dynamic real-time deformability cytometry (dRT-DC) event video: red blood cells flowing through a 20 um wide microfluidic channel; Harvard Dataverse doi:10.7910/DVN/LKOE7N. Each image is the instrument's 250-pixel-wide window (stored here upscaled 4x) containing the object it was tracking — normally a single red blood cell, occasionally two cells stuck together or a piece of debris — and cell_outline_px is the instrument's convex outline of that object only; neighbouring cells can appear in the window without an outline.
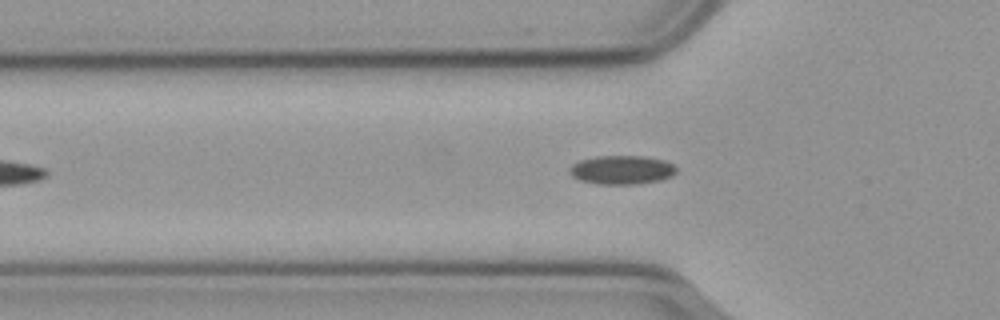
{"species": "common noctule bat (a hibernating species)", "species_latin": "Nyctalus noctula", "temperature_condition": "cold", "stored_images_in_passage": 48, "camera_frame_rate_fps": 3000, "um_per_image_px": 0.085, "animal": {"sex": "male", "body_mass_g": 23.1, "forearm_length_mm": 52.7}, "frame": {"image": 1, "passage_image": 13, "time_ms": 4.0, "image_size_px": [1000, 320], "cell_outline_px": [[676, 172], [672, 176], [660, 180], [636, 184], [596, 184], [580, 180], [572, 176], [568, 172], [568, 168], [572, 164], [580, 160], [596, 156], [644, 156], [664, 160], [672, 164], [676, 168]], "centroid_in_image_um": [52.82, 14.44], "position_along_channel_um": 73.0, "area_um2": 18.03}}
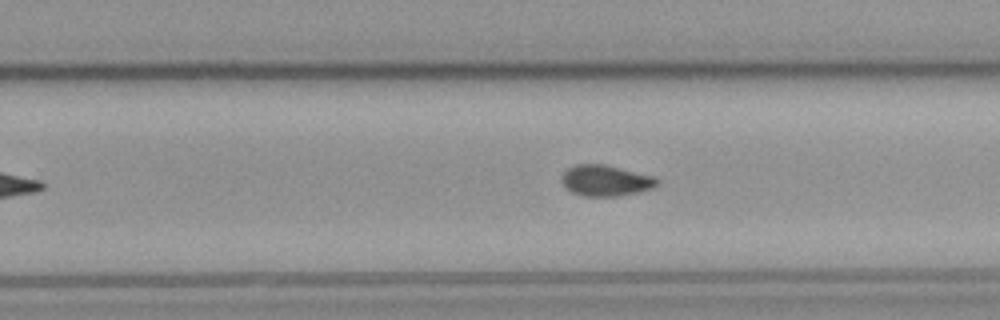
{"frame": {"image": 2, "passage_image": 30, "time_ms": 9.667, "image_size_px": [1000, 320], "cell_outline_px": [[660, 184], [652, 188], [640, 192], [616, 196], [584, 196], [572, 192], [560, 180], [560, 176], [568, 168], [576, 164], [604, 164], [656, 176], [660, 180]], "centroid_in_image_um": [51.53, 15.34], "position_along_channel_um": 278.3, "area_um2": 17.4}}
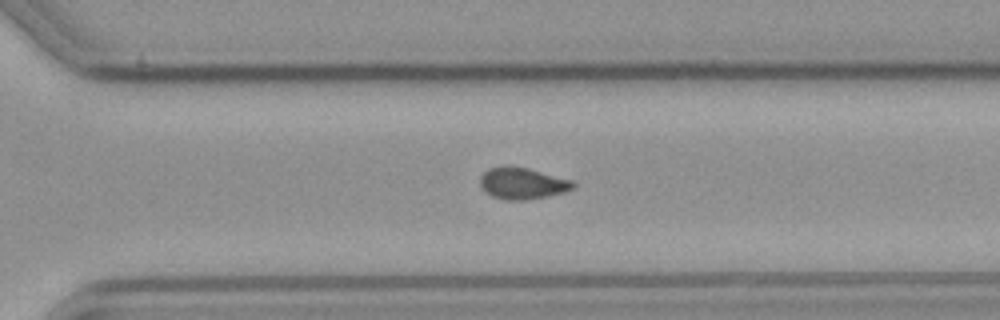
{"frame": {"image": 3, "passage_image": 34, "time_ms": 11.0, "image_size_px": [1000, 320], "cell_outline_px": [[576, 184], [572, 188], [564, 192], [548, 196], [524, 200], [504, 200], [492, 196], [484, 192], [480, 184], [480, 176], [488, 168], [504, 164], [528, 168], [572, 180]], "centroid_in_image_um": [44.36, 15.57], "position_along_channel_um": 326.2, "area_um2": 17.34}, "authors_computed_cell_mechanics": {"area_um2": 17.051, "velocity_mm_per_s": 3.6169, "shape_relaxation_time_tau1_ms": null, "shape_relaxation_time_tau2_ms": 6.4248, "deformation_change_tau1": null, "deformation_change_tau2": 0.0996}}